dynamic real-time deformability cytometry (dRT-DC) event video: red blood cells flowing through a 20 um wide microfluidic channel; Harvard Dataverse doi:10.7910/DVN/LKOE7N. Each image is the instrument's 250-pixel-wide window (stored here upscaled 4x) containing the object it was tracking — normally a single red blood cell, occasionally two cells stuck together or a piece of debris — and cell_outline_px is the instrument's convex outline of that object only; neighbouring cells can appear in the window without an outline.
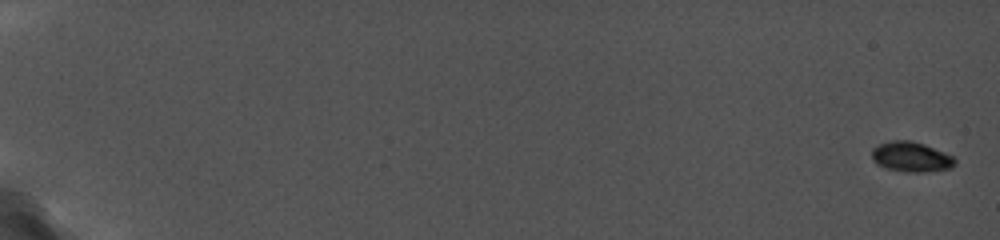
{"species": "common noctule bat (a hibernating species)", "species_latin": "Nyctalus noctula", "temperature_condition": "cold", "stored_images_in_passage": 38, "camera_frame_rate_fps": 5000, "um_per_image_px": 0.085, "animal": {"sex": "female", "body_mass_g": 19.0, "forearm_length_mm": 56.7}, "frame": {"image": 1, "passage_image": 1, "time_ms": 0.0, "image_size_px": [1000, 240], "cell_outline_px": [[956, 164], [952, 168], [920, 172], [904, 172], [888, 168], [876, 164], [872, 160], [872, 148], [880, 144], [892, 140], [912, 140], [924, 144], [944, 152], [952, 156], [956, 160]], "centroid_in_image_um": [77.44, 13.33], "position_along_channel_um": 7.6, "area_um2": 14.57}}
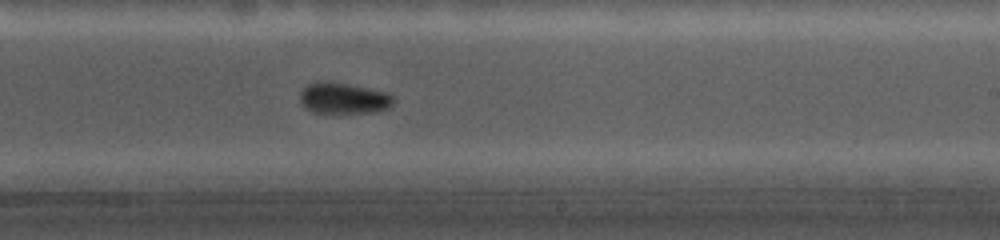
{"frame": {"image": 2, "passage_image": 27, "time_ms": 12.6, "image_size_px": [1000, 240], "cell_outline_px": [[392, 104], [388, 108], [376, 112], [316, 112], [300, 104], [300, 92], [308, 84], [320, 80], [348, 84], [384, 92], [392, 96]], "centroid_in_image_um": [29.16, 8.34], "position_along_channel_um": 259.8, "area_um2": 16.53}}
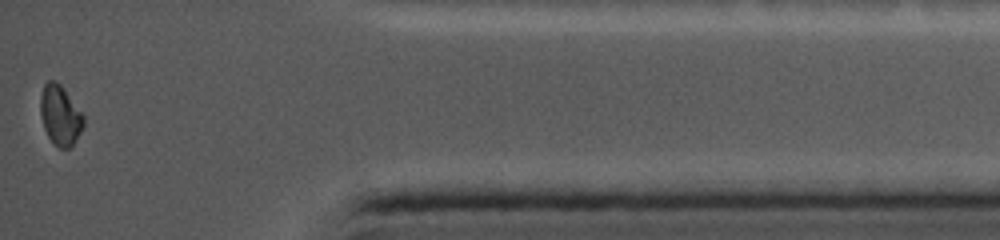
{"frame": {"image": 3, "passage_image": 38, "time_ms": 17.6, "image_size_px": [1000, 240], "cell_outline_px": [[84, 124], [80, 132], [72, 144], [68, 148], [60, 148], [48, 136], [44, 128], [40, 116], [40, 96], [44, 84], [48, 80], [56, 80], [64, 88], [84, 116]], "centroid_in_image_um": [5.09, 9.75], "position_along_channel_um": 430.1, "area_um2": 14.91}}